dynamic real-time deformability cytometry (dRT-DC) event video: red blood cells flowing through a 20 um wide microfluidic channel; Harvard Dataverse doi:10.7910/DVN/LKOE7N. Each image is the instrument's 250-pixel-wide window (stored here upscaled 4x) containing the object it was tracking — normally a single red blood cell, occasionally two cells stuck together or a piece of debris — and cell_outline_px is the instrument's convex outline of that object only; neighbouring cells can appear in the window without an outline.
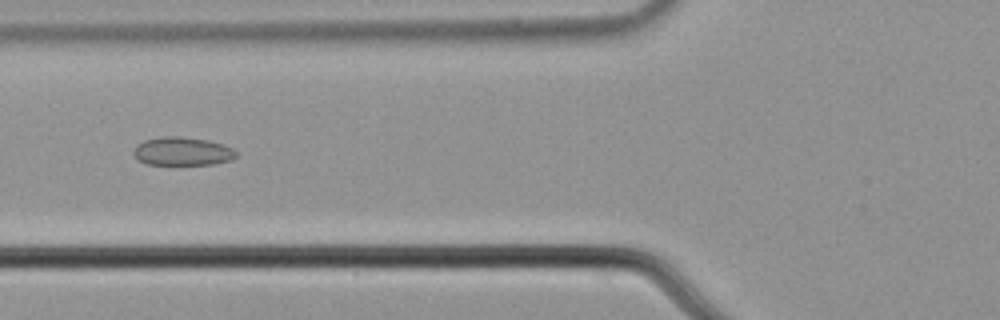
{"species": "common noctule bat (a hibernating species)", "species_latin": "Nyctalus noctula", "temperature_condition": "cold", "stored_images_in_passage": 6, "camera_frame_rate_fps": 3000, "um_per_image_px": 0.085, "animal": {"sex": "male", "body_mass_g": 21.5, "forearm_length_mm": 52.0}, "frame": {"image": 1, "passage_image": 5, "time_ms": 1.333, "image_size_px": [1000, 320], "cell_outline_px": [[236, 156], [232, 160], [212, 164], [148, 164], [140, 160], [132, 152], [136, 144], [144, 140], [160, 136], [180, 136], [208, 140], [232, 148], [236, 152]], "centroid_in_image_um": [15.48, 12.85], "position_along_channel_um": 110.3, "area_um2": 16.88}}
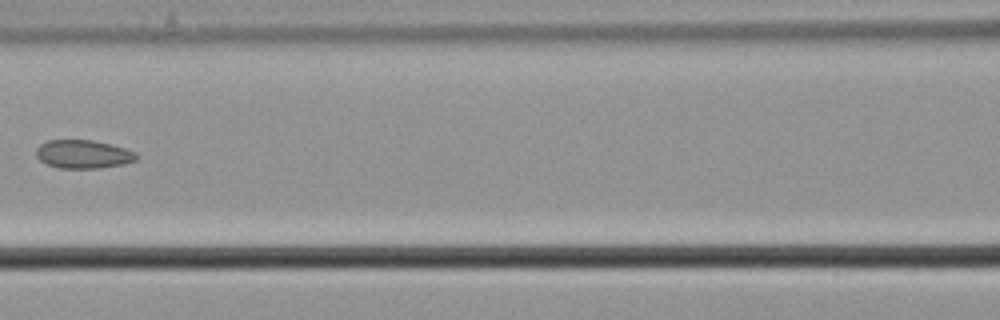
{"frame": {"image": 2, "passage_image": 6, "time_ms": 1.667, "image_size_px": [1000, 320], "cell_outline_px": [[140, 156], [136, 160], [124, 164], [100, 168], [60, 168], [48, 164], [40, 160], [36, 156], [36, 148], [40, 144], [48, 140], [92, 140], [112, 144], [136, 152]], "centroid_in_image_um": [7.1, 13.1], "position_along_channel_um": 159.5, "area_um2": 16.7}}